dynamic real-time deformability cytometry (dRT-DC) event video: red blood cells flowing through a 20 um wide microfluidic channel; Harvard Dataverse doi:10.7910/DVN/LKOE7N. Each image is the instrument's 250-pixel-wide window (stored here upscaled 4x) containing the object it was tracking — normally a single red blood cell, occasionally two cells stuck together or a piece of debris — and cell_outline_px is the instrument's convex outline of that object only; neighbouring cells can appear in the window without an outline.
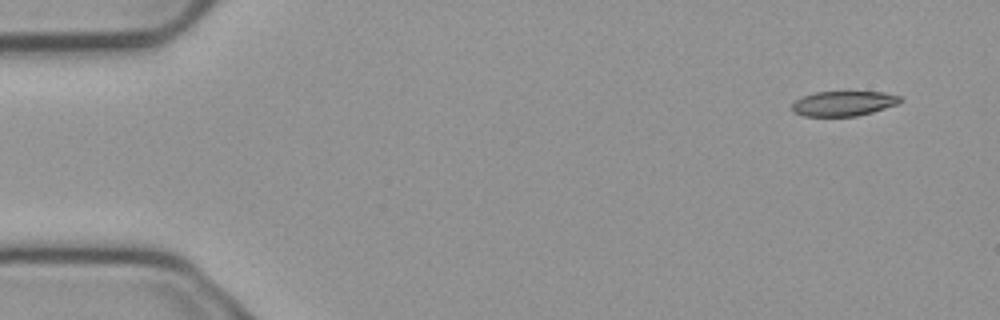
{"species": "common noctule bat (a hibernating species)", "species_latin": "Nyctalus noctula", "temperature_condition": "cold", "stored_images_in_passage": 7, "camera_frame_rate_fps": 3000, "um_per_image_px": 0.085, "animal": {"sex": "male", "body_mass_g": 23.1, "forearm_length_mm": 52.7}, "frame": {"image": 1, "passage_image": 1, "time_ms": 0.0, "image_size_px": [1000, 320], "cell_outline_px": [[900, 100], [896, 104], [872, 112], [856, 116], [804, 116], [796, 112], [792, 108], [792, 104], [796, 100], [804, 96], [816, 92], [884, 92], [900, 96]], "centroid_in_image_um": [71.69, 8.79], "position_along_channel_um": 13.3, "area_um2": 15.37}}
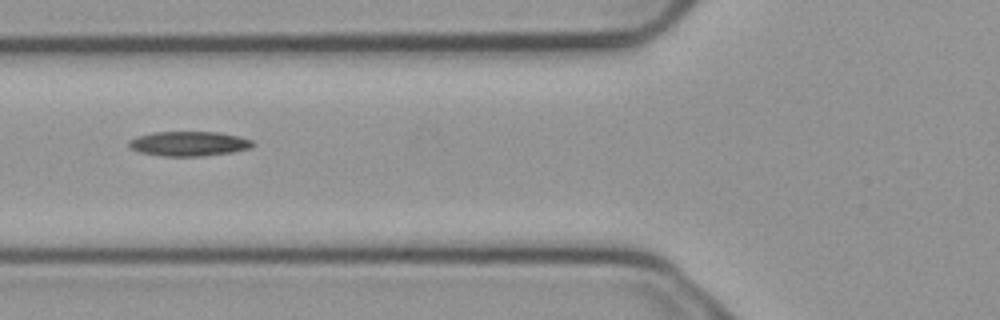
{"frame": {"image": 2, "passage_image": 5, "time_ms": 1.333, "image_size_px": [1000, 320], "cell_outline_px": [[252, 144], [248, 148], [232, 152], [204, 156], [164, 156], [140, 152], [132, 148], [128, 144], [128, 140], [152, 132], [220, 132], [240, 136], [252, 140]], "centroid_in_image_um": [16.06, 12.21], "position_along_channel_um": 109.7, "area_um2": 17.63}}
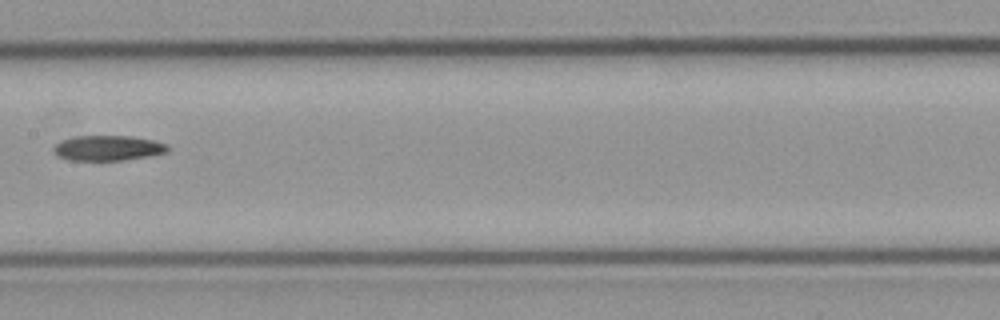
{"frame": {"image": 3, "passage_image": 7, "time_ms": 2.0, "image_size_px": [1000, 320], "cell_outline_px": [[168, 152], [148, 156], [124, 160], [68, 160], [56, 156], [52, 152], [52, 148], [56, 144], [72, 136], [132, 136], [152, 140], [168, 144]], "centroid_in_image_um": [9.14, 12.58], "position_along_channel_um": 198.3, "area_um2": 16.82}}